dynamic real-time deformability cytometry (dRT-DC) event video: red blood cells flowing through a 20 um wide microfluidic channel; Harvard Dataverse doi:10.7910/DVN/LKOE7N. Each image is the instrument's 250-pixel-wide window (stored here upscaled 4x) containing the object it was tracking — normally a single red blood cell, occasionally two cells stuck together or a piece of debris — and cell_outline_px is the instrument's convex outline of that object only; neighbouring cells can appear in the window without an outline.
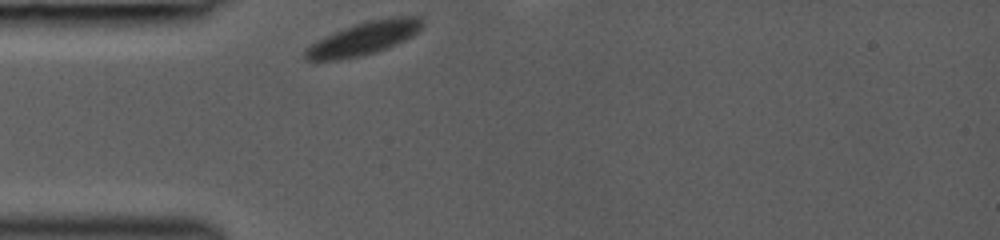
{"species": "common noctule bat (a hibernating species)", "species_latin": "Nyctalus noctula", "temperature_condition": "room temperature", "stored_images_in_passage": 4, "camera_frame_rate_fps": 3000, "um_per_image_px": 0.085, "animal": {"sex": "female", "body_mass_g": 19.0, "forearm_length_mm": 53.3}, "frame": {"image": 1, "passage_image": 1, "time_ms": 0.0, "image_size_px": [1000, 240], "cell_outline_px": [[424, 24], [412, 36], [396, 44], [376, 52], [360, 56], [340, 60], [304, 60], [304, 52], [316, 40], [344, 28], [356, 24], [372, 20], [392, 16], [420, 16], [424, 20]], "centroid_in_image_um": [30.94, 3.26], "position_along_channel_um": 54.1, "area_um2": 22.37}}